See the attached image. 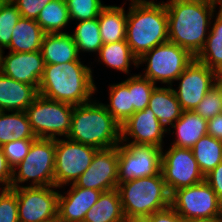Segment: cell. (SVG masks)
<instances>
[{
  "mask_svg": "<svg viewBox=\"0 0 222 222\" xmlns=\"http://www.w3.org/2000/svg\"><path fill=\"white\" fill-rule=\"evenodd\" d=\"M125 219L148 217L170 206V193L162 172L158 175L118 183Z\"/></svg>",
  "mask_w": 222,
  "mask_h": 222,
  "instance_id": "obj_5",
  "label": "cell"
},
{
  "mask_svg": "<svg viewBox=\"0 0 222 222\" xmlns=\"http://www.w3.org/2000/svg\"><path fill=\"white\" fill-rule=\"evenodd\" d=\"M45 34L36 20L21 17L13 29L8 49L23 53L40 51Z\"/></svg>",
  "mask_w": 222,
  "mask_h": 222,
  "instance_id": "obj_22",
  "label": "cell"
},
{
  "mask_svg": "<svg viewBox=\"0 0 222 222\" xmlns=\"http://www.w3.org/2000/svg\"><path fill=\"white\" fill-rule=\"evenodd\" d=\"M129 5L125 40L139 59L155 46L169 41L167 11L163 1H132Z\"/></svg>",
  "mask_w": 222,
  "mask_h": 222,
  "instance_id": "obj_3",
  "label": "cell"
},
{
  "mask_svg": "<svg viewBox=\"0 0 222 222\" xmlns=\"http://www.w3.org/2000/svg\"><path fill=\"white\" fill-rule=\"evenodd\" d=\"M109 104H104L107 111L114 119L122 125L134 113L133 105H131V93H129V78L126 80L109 85Z\"/></svg>",
  "mask_w": 222,
  "mask_h": 222,
  "instance_id": "obj_29",
  "label": "cell"
},
{
  "mask_svg": "<svg viewBox=\"0 0 222 222\" xmlns=\"http://www.w3.org/2000/svg\"><path fill=\"white\" fill-rule=\"evenodd\" d=\"M55 166V139L36 138L28 154L12 171L10 188L29 186H53ZM18 169V171H17Z\"/></svg>",
  "mask_w": 222,
  "mask_h": 222,
  "instance_id": "obj_6",
  "label": "cell"
},
{
  "mask_svg": "<svg viewBox=\"0 0 222 222\" xmlns=\"http://www.w3.org/2000/svg\"><path fill=\"white\" fill-rule=\"evenodd\" d=\"M39 95L38 89L0 71V111H25Z\"/></svg>",
  "mask_w": 222,
  "mask_h": 222,
  "instance_id": "obj_19",
  "label": "cell"
},
{
  "mask_svg": "<svg viewBox=\"0 0 222 222\" xmlns=\"http://www.w3.org/2000/svg\"><path fill=\"white\" fill-rule=\"evenodd\" d=\"M45 222H65V221L59 215H57L52 219L46 220Z\"/></svg>",
  "mask_w": 222,
  "mask_h": 222,
  "instance_id": "obj_46",
  "label": "cell"
},
{
  "mask_svg": "<svg viewBox=\"0 0 222 222\" xmlns=\"http://www.w3.org/2000/svg\"><path fill=\"white\" fill-rule=\"evenodd\" d=\"M66 138L97 149L113 148L121 144V125L104 103L92 99L74 106Z\"/></svg>",
  "mask_w": 222,
  "mask_h": 222,
  "instance_id": "obj_4",
  "label": "cell"
},
{
  "mask_svg": "<svg viewBox=\"0 0 222 222\" xmlns=\"http://www.w3.org/2000/svg\"><path fill=\"white\" fill-rule=\"evenodd\" d=\"M170 130L161 124L149 107H146L135 112L121 125V143L154 145L164 149L163 138L166 132H171ZM130 138L133 140L129 142Z\"/></svg>",
  "mask_w": 222,
  "mask_h": 222,
  "instance_id": "obj_16",
  "label": "cell"
},
{
  "mask_svg": "<svg viewBox=\"0 0 222 222\" xmlns=\"http://www.w3.org/2000/svg\"><path fill=\"white\" fill-rule=\"evenodd\" d=\"M36 138L25 111H11V114L0 111V146L14 140Z\"/></svg>",
  "mask_w": 222,
  "mask_h": 222,
  "instance_id": "obj_27",
  "label": "cell"
},
{
  "mask_svg": "<svg viewBox=\"0 0 222 222\" xmlns=\"http://www.w3.org/2000/svg\"><path fill=\"white\" fill-rule=\"evenodd\" d=\"M97 54L98 62H102L106 66L119 70L122 73H130L129 67L132 64L135 67L139 66L138 59L131 52L126 40L103 44Z\"/></svg>",
  "mask_w": 222,
  "mask_h": 222,
  "instance_id": "obj_28",
  "label": "cell"
},
{
  "mask_svg": "<svg viewBox=\"0 0 222 222\" xmlns=\"http://www.w3.org/2000/svg\"><path fill=\"white\" fill-rule=\"evenodd\" d=\"M171 127L176 135L171 145L176 147L191 149L201 137L207 135V120L194 111H183Z\"/></svg>",
  "mask_w": 222,
  "mask_h": 222,
  "instance_id": "obj_23",
  "label": "cell"
},
{
  "mask_svg": "<svg viewBox=\"0 0 222 222\" xmlns=\"http://www.w3.org/2000/svg\"><path fill=\"white\" fill-rule=\"evenodd\" d=\"M73 108L72 104L39 94L25 113L37 138L59 139L68 136Z\"/></svg>",
  "mask_w": 222,
  "mask_h": 222,
  "instance_id": "obj_8",
  "label": "cell"
},
{
  "mask_svg": "<svg viewBox=\"0 0 222 222\" xmlns=\"http://www.w3.org/2000/svg\"><path fill=\"white\" fill-rule=\"evenodd\" d=\"M0 189V222H19L16 193L11 188Z\"/></svg>",
  "mask_w": 222,
  "mask_h": 222,
  "instance_id": "obj_37",
  "label": "cell"
},
{
  "mask_svg": "<svg viewBox=\"0 0 222 222\" xmlns=\"http://www.w3.org/2000/svg\"><path fill=\"white\" fill-rule=\"evenodd\" d=\"M165 6L169 41L196 57L208 37L216 5L212 0H169Z\"/></svg>",
  "mask_w": 222,
  "mask_h": 222,
  "instance_id": "obj_1",
  "label": "cell"
},
{
  "mask_svg": "<svg viewBox=\"0 0 222 222\" xmlns=\"http://www.w3.org/2000/svg\"><path fill=\"white\" fill-rule=\"evenodd\" d=\"M35 139H20L10 141L2 146L4 155L8 165L12 168L16 167L28 154L32 142Z\"/></svg>",
  "mask_w": 222,
  "mask_h": 222,
  "instance_id": "obj_38",
  "label": "cell"
},
{
  "mask_svg": "<svg viewBox=\"0 0 222 222\" xmlns=\"http://www.w3.org/2000/svg\"><path fill=\"white\" fill-rule=\"evenodd\" d=\"M156 87V84L151 82L142 74H135L129 78V93H131V105L134 111L144 110L148 107L150 96Z\"/></svg>",
  "mask_w": 222,
  "mask_h": 222,
  "instance_id": "obj_33",
  "label": "cell"
},
{
  "mask_svg": "<svg viewBox=\"0 0 222 222\" xmlns=\"http://www.w3.org/2000/svg\"><path fill=\"white\" fill-rule=\"evenodd\" d=\"M194 112L206 120L222 114V90L217 84L207 92Z\"/></svg>",
  "mask_w": 222,
  "mask_h": 222,
  "instance_id": "obj_36",
  "label": "cell"
},
{
  "mask_svg": "<svg viewBox=\"0 0 222 222\" xmlns=\"http://www.w3.org/2000/svg\"><path fill=\"white\" fill-rule=\"evenodd\" d=\"M74 184L101 192L116 189L118 187V146L99 149L90 166Z\"/></svg>",
  "mask_w": 222,
  "mask_h": 222,
  "instance_id": "obj_15",
  "label": "cell"
},
{
  "mask_svg": "<svg viewBox=\"0 0 222 222\" xmlns=\"http://www.w3.org/2000/svg\"><path fill=\"white\" fill-rule=\"evenodd\" d=\"M207 135L222 141V114L207 120Z\"/></svg>",
  "mask_w": 222,
  "mask_h": 222,
  "instance_id": "obj_43",
  "label": "cell"
},
{
  "mask_svg": "<svg viewBox=\"0 0 222 222\" xmlns=\"http://www.w3.org/2000/svg\"><path fill=\"white\" fill-rule=\"evenodd\" d=\"M149 222H187L171 206L146 217Z\"/></svg>",
  "mask_w": 222,
  "mask_h": 222,
  "instance_id": "obj_40",
  "label": "cell"
},
{
  "mask_svg": "<svg viewBox=\"0 0 222 222\" xmlns=\"http://www.w3.org/2000/svg\"><path fill=\"white\" fill-rule=\"evenodd\" d=\"M98 22L103 44L125 40L127 13L123 5H106L99 13Z\"/></svg>",
  "mask_w": 222,
  "mask_h": 222,
  "instance_id": "obj_24",
  "label": "cell"
},
{
  "mask_svg": "<svg viewBox=\"0 0 222 222\" xmlns=\"http://www.w3.org/2000/svg\"><path fill=\"white\" fill-rule=\"evenodd\" d=\"M71 35L77 46L78 53H98L103 45L100 35L98 18L84 20L77 23Z\"/></svg>",
  "mask_w": 222,
  "mask_h": 222,
  "instance_id": "obj_32",
  "label": "cell"
},
{
  "mask_svg": "<svg viewBox=\"0 0 222 222\" xmlns=\"http://www.w3.org/2000/svg\"><path fill=\"white\" fill-rule=\"evenodd\" d=\"M170 206L185 221L203 218H222V202L210 185L203 182L175 190Z\"/></svg>",
  "mask_w": 222,
  "mask_h": 222,
  "instance_id": "obj_9",
  "label": "cell"
},
{
  "mask_svg": "<svg viewBox=\"0 0 222 222\" xmlns=\"http://www.w3.org/2000/svg\"><path fill=\"white\" fill-rule=\"evenodd\" d=\"M20 18L18 8L7 0L0 9V52L9 47L13 29Z\"/></svg>",
  "mask_w": 222,
  "mask_h": 222,
  "instance_id": "obj_34",
  "label": "cell"
},
{
  "mask_svg": "<svg viewBox=\"0 0 222 222\" xmlns=\"http://www.w3.org/2000/svg\"><path fill=\"white\" fill-rule=\"evenodd\" d=\"M222 90V75L219 76L217 83H216Z\"/></svg>",
  "mask_w": 222,
  "mask_h": 222,
  "instance_id": "obj_48",
  "label": "cell"
},
{
  "mask_svg": "<svg viewBox=\"0 0 222 222\" xmlns=\"http://www.w3.org/2000/svg\"><path fill=\"white\" fill-rule=\"evenodd\" d=\"M148 107L165 128L171 127L184 111L172 86H156L150 96Z\"/></svg>",
  "mask_w": 222,
  "mask_h": 222,
  "instance_id": "obj_21",
  "label": "cell"
},
{
  "mask_svg": "<svg viewBox=\"0 0 222 222\" xmlns=\"http://www.w3.org/2000/svg\"><path fill=\"white\" fill-rule=\"evenodd\" d=\"M101 193L70 184L67 192H59L58 215L65 222H83L87 211L97 202Z\"/></svg>",
  "mask_w": 222,
  "mask_h": 222,
  "instance_id": "obj_18",
  "label": "cell"
},
{
  "mask_svg": "<svg viewBox=\"0 0 222 222\" xmlns=\"http://www.w3.org/2000/svg\"><path fill=\"white\" fill-rule=\"evenodd\" d=\"M40 51L45 65L62 64L80 59L75 41L68 32L45 34Z\"/></svg>",
  "mask_w": 222,
  "mask_h": 222,
  "instance_id": "obj_20",
  "label": "cell"
},
{
  "mask_svg": "<svg viewBox=\"0 0 222 222\" xmlns=\"http://www.w3.org/2000/svg\"><path fill=\"white\" fill-rule=\"evenodd\" d=\"M195 57L186 49L167 41L155 46L138 59V65L147 63L144 74L151 82L173 86Z\"/></svg>",
  "mask_w": 222,
  "mask_h": 222,
  "instance_id": "obj_7",
  "label": "cell"
},
{
  "mask_svg": "<svg viewBox=\"0 0 222 222\" xmlns=\"http://www.w3.org/2000/svg\"><path fill=\"white\" fill-rule=\"evenodd\" d=\"M216 15L214 23L211 22L212 27L204 47L195 58L222 75V10Z\"/></svg>",
  "mask_w": 222,
  "mask_h": 222,
  "instance_id": "obj_26",
  "label": "cell"
},
{
  "mask_svg": "<svg viewBox=\"0 0 222 222\" xmlns=\"http://www.w3.org/2000/svg\"><path fill=\"white\" fill-rule=\"evenodd\" d=\"M219 76L195 58L177 78L176 81H180L177 90L173 88L182 109L194 111L207 92L216 85Z\"/></svg>",
  "mask_w": 222,
  "mask_h": 222,
  "instance_id": "obj_14",
  "label": "cell"
},
{
  "mask_svg": "<svg viewBox=\"0 0 222 222\" xmlns=\"http://www.w3.org/2000/svg\"><path fill=\"white\" fill-rule=\"evenodd\" d=\"M71 21L78 22L98 18L99 13L106 6L102 0H65Z\"/></svg>",
  "mask_w": 222,
  "mask_h": 222,
  "instance_id": "obj_35",
  "label": "cell"
},
{
  "mask_svg": "<svg viewBox=\"0 0 222 222\" xmlns=\"http://www.w3.org/2000/svg\"><path fill=\"white\" fill-rule=\"evenodd\" d=\"M129 1H131V2H132V1H144V0H129Z\"/></svg>",
  "mask_w": 222,
  "mask_h": 222,
  "instance_id": "obj_50",
  "label": "cell"
},
{
  "mask_svg": "<svg viewBox=\"0 0 222 222\" xmlns=\"http://www.w3.org/2000/svg\"><path fill=\"white\" fill-rule=\"evenodd\" d=\"M187 222H222V218H203V219H193Z\"/></svg>",
  "mask_w": 222,
  "mask_h": 222,
  "instance_id": "obj_44",
  "label": "cell"
},
{
  "mask_svg": "<svg viewBox=\"0 0 222 222\" xmlns=\"http://www.w3.org/2000/svg\"><path fill=\"white\" fill-rule=\"evenodd\" d=\"M204 177L222 162V141L205 135L191 148Z\"/></svg>",
  "mask_w": 222,
  "mask_h": 222,
  "instance_id": "obj_30",
  "label": "cell"
},
{
  "mask_svg": "<svg viewBox=\"0 0 222 222\" xmlns=\"http://www.w3.org/2000/svg\"><path fill=\"white\" fill-rule=\"evenodd\" d=\"M119 192H102L97 202L87 211L83 222H125Z\"/></svg>",
  "mask_w": 222,
  "mask_h": 222,
  "instance_id": "obj_25",
  "label": "cell"
},
{
  "mask_svg": "<svg viewBox=\"0 0 222 222\" xmlns=\"http://www.w3.org/2000/svg\"><path fill=\"white\" fill-rule=\"evenodd\" d=\"M213 3L216 5H219V10H222V0H212Z\"/></svg>",
  "mask_w": 222,
  "mask_h": 222,
  "instance_id": "obj_47",
  "label": "cell"
},
{
  "mask_svg": "<svg viewBox=\"0 0 222 222\" xmlns=\"http://www.w3.org/2000/svg\"><path fill=\"white\" fill-rule=\"evenodd\" d=\"M162 149L161 172L170 195L178 189L199 184L205 180L191 149L171 145Z\"/></svg>",
  "mask_w": 222,
  "mask_h": 222,
  "instance_id": "obj_12",
  "label": "cell"
},
{
  "mask_svg": "<svg viewBox=\"0 0 222 222\" xmlns=\"http://www.w3.org/2000/svg\"><path fill=\"white\" fill-rule=\"evenodd\" d=\"M0 52V71L18 82L26 83L39 88L44 74L45 62L41 51L11 52L3 56Z\"/></svg>",
  "mask_w": 222,
  "mask_h": 222,
  "instance_id": "obj_17",
  "label": "cell"
},
{
  "mask_svg": "<svg viewBox=\"0 0 222 222\" xmlns=\"http://www.w3.org/2000/svg\"><path fill=\"white\" fill-rule=\"evenodd\" d=\"M205 181L210 185L222 202V162L205 176Z\"/></svg>",
  "mask_w": 222,
  "mask_h": 222,
  "instance_id": "obj_41",
  "label": "cell"
},
{
  "mask_svg": "<svg viewBox=\"0 0 222 222\" xmlns=\"http://www.w3.org/2000/svg\"><path fill=\"white\" fill-rule=\"evenodd\" d=\"M125 222H149V220L146 217L128 218V219L125 220Z\"/></svg>",
  "mask_w": 222,
  "mask_h": 222,
  "instance_id": "obj_45",
  "label": "cell"
},
{
  "mask_svg": "<svg viewBox=\"0 0 222 222\" xmlns=\"http://www.w3.org/2000/svg\"><path fill=\"white\" fill-rule=\"evenodd\" d=\"M12 168L8 165L2 146H0V186L10 188Z\"/></svg>",
  "mask_w": 222,
  "mask_h": 222,
  "instance_id": "obj_42",
  "label": "cell"
},
{
  "mask_svg": "<svg viewBox=\"0 0 222 222\" xmlns=\"http://www.w3.org/2000/svg\"><path fill=\"white\" fill-rule=\"evenodd\" d=\"M38 91L46 98L75 106L92 100L97 87L92 68L84 65L80 58L78 61L45 65Z\"/></svg>",
  "mask_w": 222,
  "mask_h": 222,
  "instance_id": "obj_2",
  "label": "cell"
},
{
  "mask_svg": "<svg viewBox=\"0 0 222 222\" xmlns=\"http://www.w3.org/2000/svg\"><path fill=\"white\" fill-rule=\"evenodd\" d=\"M51 0H11V2L18 8L21 17L37 20L41 10Z\"/></svg>",
  "mask_w": 222,
  "mask_h": 222,
  "instance_id": "obj_39",
  "label": "cell"
},
{
  "mask_svg": "<svg viewBox=\"0 0 222 222\" xmlns=\"http://www.w3.org/2000/svg\"><path fill=\"white\" fill-rule=\"evenodd\" d=\"M98 150L68 138L55 139L54 186L62 189L74 183L90 166Z\"/></svg>",
  "mask_w": 222,
  "mask_h": 222,
  "instance_id": "obj_10",
  "label": "cell"
},
{
  "mask_svg": "<svg viewBox=\"0 0 222 222\" xmlns=\"http://www.w3.org/2000/svg\"><path fill=\"white\" fill-rule=\"evenodd\" d=\"M7 0H0V9L2 8V6L5 4Z\"/></svg>",
  "mask_w": 222,
  "mask_h": 222,
  "instance_id": "obj_49",
  "label": "cell"
},
{
  "mask_svg": "<svg viewBox=\"0 0 222 222\" xmlns=\"http://www.w3.org/2000/svg\"><path fill=\"white\" fill-rule=\"evenodd\" d=\"M36 22L46 34L63 33L62 29L70 22L65 0H51L39 13Z\"/></svg>",
  "mask_w": 222,
  "mask_h": 222,
  "instance_id": "obj_31",
  "label": "cell"
},
{
  "mask_svg": "<svg viewBox=\"0 0 222 222\" xmlns=\"http://www.w3.org/2000/svg\"><path fill=\"white\" fill-rule=\"evenodd\" d=\"M121 144L118 145V183L161 172L162 148L154 145Z\"/></svg>",
  "mask_w": 222,
  "mask_h": 222,
  "instance_id": "obj_11",
  "label": "cell"
},
{
  "mask_svg": "<svg viewBox=\"0 0 222 222\" xmlns=\"http://www.w3.org/2000/svg\"><path fill=\"white\" fill-rule=\"evenodd\" d=\"M56 186L11 188L18 200L19 222H45L58 215L59 191Z\"/></svg>",
  "mask_w": 222,
  "mask_h": 222,
  "instance_id": "obj_13",
  "label": "cell"
}]
</instances>
